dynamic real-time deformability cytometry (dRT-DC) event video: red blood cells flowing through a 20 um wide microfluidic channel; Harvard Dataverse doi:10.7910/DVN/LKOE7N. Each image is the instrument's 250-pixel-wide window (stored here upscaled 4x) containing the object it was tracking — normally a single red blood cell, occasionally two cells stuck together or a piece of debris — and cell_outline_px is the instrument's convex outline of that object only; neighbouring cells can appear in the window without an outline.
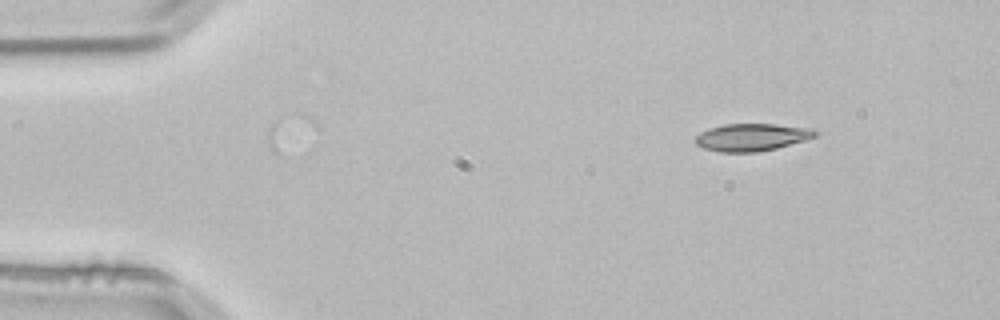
{"species": "common noctule bat (a hibernating species)", "species_latin": "Nyctalus noctula", "temperature_condition": "room temperature", "stored_images_in_passage": 2, "camera_frame_rate_fps": 3000, "um_per_image_px": 0.085, "animal": {"sex": "male", "body_mass_g": 21.5, "forearm_length_mm": 52.0}, "frame": {"image": 1, "passage_image": 1, "time_ms": 0.0, "image_size_px": [1000, 320], "cell_outline_px": [[820, 132], [816, 136], [804, 140], [776, 148], [756, 152], [720, 152], [704, 148], [696, 144], [696, 136], [700, 132], [708, 128], [724, 124], [772, 124], [812, 128]], "centroid_in_image_um": [63.9, 11.66], "position_along_channel_um": 21.1, "area_um2": 19.07}}